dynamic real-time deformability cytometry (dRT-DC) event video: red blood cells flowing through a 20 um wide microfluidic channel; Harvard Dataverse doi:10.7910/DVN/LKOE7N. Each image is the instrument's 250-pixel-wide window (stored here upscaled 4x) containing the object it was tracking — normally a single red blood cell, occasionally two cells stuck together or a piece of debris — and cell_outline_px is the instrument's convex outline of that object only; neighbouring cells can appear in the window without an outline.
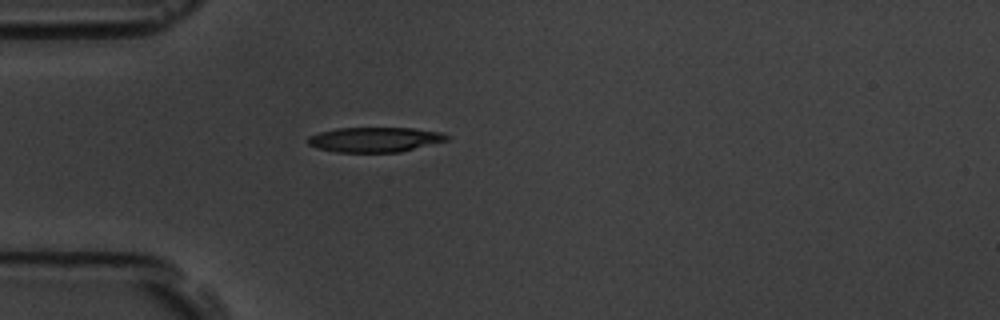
{"species": "common noctule bat (a hibernating species)", "species_latin": "Nyctalus noctula", "temperature_condition": "room temperature", "stored_images_in_passage": 4, "camera_frame_rate_fps": 3000, "um_per_image_px": 0.085, "animal": {"sex": "male", "body_mass_g": 19.5, "forearm_length_mm": 54.6}, "frame": {"image": 1, "passage_image": 4, "time_ms": 3.667, "image_size_px": [1000, 320], "cell_outline_px": [[448, 140], [400, 152], [336, 152], [316, 148], [308, 144], [308, 136], [320, 132], [336, 128], [412, 128], [440, 132], [448, 136]], "centroid_in_image_um": [31.83, 11.86], "position_along_channel_um": 53.2, "area_um2": 20.06}}